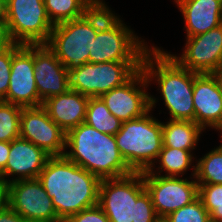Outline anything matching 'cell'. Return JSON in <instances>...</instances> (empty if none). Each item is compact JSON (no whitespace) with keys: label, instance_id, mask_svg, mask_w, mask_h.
I'll use <instances>...</instances> for the list:
<instances>
[{"label":"cell","instance_id":"6","mask_svg":"<svg viewBox=\"0 0 222 222\" xmlns=\"http://www.w3.org/2000/svg\"><path fill=\"white\" fill-rule=\"evenodd\" d=\"M155 103L156 98L150 95V110L139 118L122 122L114 135L122 158L133 172L154 169L163 146L162 122L149 116Z\"/></svg>","mask_w":222,"mask_h":222},{"label":"cell","instance_id":"7","mask_svg":"<svg viewBox=\"0 0 222 222\" xmlns=\"http://www.w3.org/2000/svg\"><path fill=\"white\" fill-rule=\"evenodd\" d=\"M118 16L113 15L93 40L89 63L142 62L149 50Z\"/></svg>","mask_w":222,"mask_h":222},{"label":"cell","instance_id":"31","mask_svg":"<svg viewBox=\"0 0 222 222\" xmlns=\"http://www.w3.org/2000/svg\"><path fill=\"white\" fill-rule=\"evenodd\" d=\"M0 222H27L19 213L9 205L0 210Z\"/></svg>","mask_w":222,"mask_h":222},{"label":"cell","instance_id":"18","mask_svg":"<svg viewBox=\"0 0 222 222\" xmlns=\"http://www.w3.org/2000/svg\"><path fill=\"white\" fill-rule=\"evenodd\" d=\"M193 105L195 123L203 130L206 126L217 130L222 123V92L211 73L194 78Z\"/></svg>","mask_w":222,"mask_h":222},{"label":"cell","instance_id":"1","mask_svg":"<svg viewBox=\"0 0 222 222\" xmlns=\"http://www.w3.org/2000/svg\"><path fill=\"white\" fill-rule=\"evenodd\" d=\"M37 179L60 219L98 204L101 179L65 156H51Z\"/></svg>","mask_w":222,"mask_h":222},{"label":"cell","instance_id":"20","mask_svg":"<svg viewBox=\"0 0 222 222\" xmlns=\"http://www.w3.org/2000/svg\"><path fill=\"white\" fill-rule=\"evenodd\" d=\"M181 10L187 37L206 33L222 24V0H175Z\"/></svg>","mask_w":222,"mask_h":222},{"label":"cell","instance_id":"38","mask_svg":"<svg viewBox=\"0 0 222 222\" xmlns=\"http://www.w3.org/2000/svg\"><path fill=\"white\" fill-rule=\"evenodd\" d=\"M155 222H169L166 217H158Z\"/></svg>","mask_w":222,"mask_h":222},{"label":"cell","instance_id":"28","mask_svg":"<svg viewBox=\"0 0 222 222\" xmlns=\"http://www.w3.org/2000/svg\"><path fill=\"white\" fill-rule=\"evenodd\" d=\"M166 218L169 222H211L210 215L199 197Z\"/></svg>","mask_w":222,"mask_h":222},{"label":"cell","instance_id":"26","mask_svg":"<svg viewBox=\"0 0 222 222\" xmlns=\"http://www.w3.org/2000/svg\"><path fill=\"white\" fill-rule=\"evenodd\" d=\"M22 107L0 101V142H11L20 137Z\"/></svg>","mask_w":222,"mask_h":222},{"label":"cell","instance_id":"22","mask_svg":"<svg viewBox=\"0 0 222 222\" xmlns=\"http://www.w3.org/2000/svg\"><path fill=\"white\" fill-rule=\"evenodd\" d=\"M53 25L84 16L95 5L90 0H44Z\"/></svg>","mask_w":222,"mask_h":222},{"label":"cell","instance_id":"9","mask_svg":"<svg viewBox=\"0 0 222 222\" xmlns=\"http://www.w3.org/2000/svg\"><path fill=\"white\" fill-rule=\"evenodd\" d=\"M141 67L142 62L85 63L69 71V88L87 97H100L123 85Z\"/></svg>","mask_w":222,"mask_h":222},{"label":"cell","instance_id":"39","mask_svg":"<svg viewBox=\"0 0 222 222\" xmlns=\"http://www.w3.org/2000/svg\"><path fill=\"white\" fill-rule=\"evenodd\" d=\"M55 222H70L68 219H60V220H57Z\"/></svg>","mask_w":222,"mask_h":222},{"label":"cell","instance_id":"11","mask_svg":"<svg viewBox=\"0 0 222 222\" xmlns=\"http://www.w3.org/2000/svg\"><path fill=\"white\" fill-rule=\"evenodd\" d=\"M33 68L34 45L13 43L9 88L7 95L1 101L22 108L41 106Z\"/></svg>","mask_w":222,"mask_h":222},{"label":"cell","instance_id":"16","mask_svg":"<svg viewBox=\"0 0 222 222\" xmlns=\"http://www.w3.org/2000/svg\"><path fill=\"white\" fill-rule=\"evenodd\" d=\"M34 78L41 106L47 98L66 93L69 71L47 44L34 45Z\"/></svg>","mask_w":222,"mask_h":222},{"label":"cell","instance_id":"13","mask_svg":"<svg viewBox=\"0 0 222 222\" xmlns=\"http://www.w3.org/2000/svg\"><path fill=\"white\" fill-rule=\"evenodd\" d=\"M148 84L146 75L139 69L123 85L102 94L100 98L112 115L121 122L129 121L143 116L150 110V96L142 89L147 88Z\"/></svg>","mask_w":222,"mask_h":222},{"label":"cell","instance_id":"10","mask_svg":"<svg viewBox=\"0 0 222 222\" xmlns=\"http://www.w3.org/2000/svg\"><path fill=\"white\" fill-rule=\"evenodd\" d=\"M153 171V169L144 171L143 181L158 217H167L198 198L199 185L196 180L162 176Z\"/></svg>","mask_w":222,"mask_h":222},{"label":"cell","instance_id":"37","mask_svg":"<svg viewBox=\"0 0 222 222\" xmlns=\"http://www.w3.org/2000/svg\"><path fill=\"white\" fill-rule=\"evenodd\" d=\"M94 5H104L103 0H90Z\"/></svg>","mask_w":222,"mask_h":222},{"label":"cell","instance_id":"15","mask_svg":"<svg viewBox=\"0 0 222 222\" xmlns=\"http://www.w3.org/2000/svg\"><path fill=\"white\" fill-rule=\"evenodd\" d=\"M186 38L181 56L169 54L181 67L202 74L212 73L222 63V24L206 33Z\"/></svg>","mask_w":222,"mask_h":222},{"label":"cell","instance_id":"17","mask_svg":"<svg viewBox=\"0 0 222 222\" xmlns=\"http://www.w3.org/2000/svg\"><path fill=\"white\" fill-rule=\"evenodd\" d=\"M51 156L32 142L18 137L10 142V152L5 169L0 176L8 183L18 180L36 179ZM18 175L7 180L5 176Z\"/></svg>","mask_w":222,"mask_h":222},{"label":"cell","instance_id":"33","mask_svg":"<svg viewBox=\"0 0 222 222\" xmlns=\"http://www.w3.org/2000/svg\"><path fill=\"white\" fill-rule=\"evenodd\" d=\"M10 152V142H0V173L5 169Z\"/></svg>","mask_w":222,"mask_h":222},{"label":"cell","instance_id":"34","mask_svg":"<svg viewBox=\"0 0 222 222\" xmlns=\"http://www.w3.org/2000/svg\"><path fill=\"white\" fill-rule=\"evenodd\" d=\"M8 205V182L0 176V210Z\"/></svg>","mask_w":222,"mask_h":222},{"label":"cell","instance_id":"29","mask_svg":"<svg viewBox=\"0 0 222 222\" xmlns=\"http://www.w3.org/2000/svg\"><path fill=\"white\" fill-rule=\"evenodd\" d=\"M13 44L0 50V101L7 95L10 82Z\"/></svg>","mask_w":222,"mask_h":222},{"label":"cell","instance_id":"23","mask_svg":"<svg viewBox=\"0 0 222 222\" xmlns=\"http://www.w3.org/2000/svg\"><path fill=\"white\" fill-rule=\"evenodd\" d=\"M85 123L109 135H115L122 126V122L111 114L100 97H89Z\"/></svg>","mask_w":222,"mask_h":222},{"label":"cell","instance_id":"30","mask_svg":"<svg viewBox=\"0 0 222 222\" xmlns=\"http://www.w3.org/2000/svg\"><path fill=\"white\" fill-rule=\"evenodd\" d=\"M68 220L70 222H109L107 215L98 204L71 215Z\"/></svg>","mask_w":222,"mask_h":222},{"label":"cell","instance_id":"24","mask_svg":"<svg viewBox=\"0 0 222 222\" xmlns=\"http://www.w3.org/2000/svg\"><path fill=\"white\" fill-rule=\"evenodd\" d=\"M194 166L192 176L198 185L222 184V144L200 158Z\"/></svg>","mask_w":222,"mask_h":222},{"label":"cell","instance_id":"2","mask_svg":"<svg viewBox=\"0 0 222 222\" xmlns=\"http://www.w3.org/2000/svg\"><path fill=\"white\" fill-rule=\"evenodd\" d=\"M65 147L71 148L64 153L68 160L101 180L133 172L122 158L114 135L101 133L85 122L66 133Z\"/></svg>","mask_w":222,"mask_h":222},{"label":"cell","instance_id":"27","mask_svg":"<svg viewBox=\"0 0 222 222\" xmlns=\"http://www.w3.org/2000/svg\"><path fill=\"white\" fill-rule=\"evenodd\" d=\"M211 222H222V184L199 185V195Z\"/></svg>","mask_w":222,"mask_h":222},{"label":"cell","instance_id":"8","mask_svg":"<svg viewBox=\"0 0 222 222\" xmlns=\"http://www.w3.org/2000/svg\"><path fill=\"white\" fill-rule=\"evenodd\" d=\"M7 28L13 43L47 44L54 25L44 0H7Z\"/></svg>","mask_w":222,"mask_h":222},{"label":"cell","instance_id":"3","mask_svg":"<svg viewBox=\"0 0 222 222\" xmlns=\"http://www.w3.org/2000/svg\"><path fill=\"white\" fill-rule=\"evenodd\" d=\"M141 69L149 83L153 78L158 82L172 120L195 122L193 85L194 78L199 73L181 67L169 53L158 47H153L144 54Z\"/></svg>","mask_w":222,"mask_h":222},{"label":"cell","instance_id":"35","mask_svg":"<svg viewBox=\"0 0 222 222\" xmlns=\"http://www.w3.org/2000/svg\"><path fill=\"white\" fill-rule=\"evenodd\" d=\"M222 92V63L211 73Z\"/></svg>","mask_w":222,"mask_h":222},{"label":"cell","instance_id":"12","mask_svg":"<svg viewBox=\"0 0 222 222\" xmlns=\"http://www.w3.org/2000/svg\"><path fill=\"white\" fill-rule=\"evenodd\" d=\"M8 205L27 222L60 220L52 199L37 178L8 183Z\"/></svg>","mask_w":222,"mask_h":222},{"label":"cell","instance_id":"14","mask_svg":"<svg viewBox=\"0 0 222 222\" xmlns=\"http://www.w3.org/2000/svg\"><path fill=\"white\" fill-rule=\"evenodd\" d=\"M20 137L45 150L50 156H64L66 133L42 107L22 108Z\"/></svg>","mask_w":222,"mask_h":222},{"label":"cell","instance_id":"36","mask_svg":"<svg viewBox=\"0 0 222 222\" xmlns=\"http://www.w3.org/2000/svg\"><path fill=\"white\" fill-rule=\"evenodd\" d=\"M7 18V0H0V21H6Z\"/></svg>","mask_w":222,"mask_h":222},{"label":"cell","instance_id":"21","mask_svg":"<svg viewBox=\"0 0 222 222\" xmlns=\"http://www.w3.org/2000/svg\"><path fill=\"white\" fill-rule=\"evenodd\" d=\"M202 131L194 121L170 119L167 123H162L163 146L191 152Z\"/></svg>","mask_w":222,"mask_h":222},{"label":"cell","instance_id":"40","mask_svg":"<svg viewBox=\"0 0 222 222\" xmlns=\"http://www.w3.org/2000/svg\"><path fill=\"white\" fill-rule=\"evenodd\" d=\"M217 130L222 131V123H221V125L218 127V129H217ZM220 138H222V136H220Z\"/></svg>","mask_w":222,"mask_h":222},{"label":"cell","instance_id":"4","mask_svg":"<svg viewBox=\"0 0 222 222\" xmlns=\"http://www.w3.org/2000/svg\"><path fill=\"white\" fill-rule=\"evenodd\" d=\"M98 205L109 222H155L158 218L145 188L143 172L102 179Z\"/></svg>","mask_w":222,"mask_h":222},{"label":"cell","instance_id":"5","mask_svg":"<svg viewBox=\"0 0 222 222\" xmlns=\"http://www.w3.org/2000/svg\"><path fill=\"white\" fill-rule=\"evenodd\" d=\"M114 14L104 5H95L84 16L54 25L47 46L71 71L89 63L98 30Z\"/></svg>","mask_w":222,"mask_h":222},{"label":"cell","instance_id":"32","mask_svg":"<svg viewBox=\"0 0 222 222\" xmlns=\"http://www.w3.org/2000/svg\"><path fill=\"white\" fill-rule=\"evenodd\" d=\"M12 44L6 21H0V50L8 48Z\"/></svg>","mask_w":222,"mask_h":222},{"label":"cell","instance_id":"19","mask_svg":"<svg viewBox=\"0 0 222 222\" xmlns=\"http://www.w3.org/2000/svg\"><path fill=\"white\" fill-rule=\"evenodd\" d=\"M89 97L68 90L64 94L47 98L42 107L50 119L65 133L85 122Z\"/></svg>","mask_w":222,"mask_h":222},{"label":"cell","instance_id":"25","mask_svg":"<svg viewBox=\"0 0 222 222\" xmlns=\"http://www.w3.org/2000/svg\"><path fill=\"white\" fill-rule=\"evenodd\" d=\"M158 158L157 161L160 163L158 170L161 168L158 172L165 170L167 174L162 176L172 177H179L180 174L183 176L193 159L190 151L165 146H162Z\"/></svg>","mask_w":222,"mask_h":222}]
</instances>
